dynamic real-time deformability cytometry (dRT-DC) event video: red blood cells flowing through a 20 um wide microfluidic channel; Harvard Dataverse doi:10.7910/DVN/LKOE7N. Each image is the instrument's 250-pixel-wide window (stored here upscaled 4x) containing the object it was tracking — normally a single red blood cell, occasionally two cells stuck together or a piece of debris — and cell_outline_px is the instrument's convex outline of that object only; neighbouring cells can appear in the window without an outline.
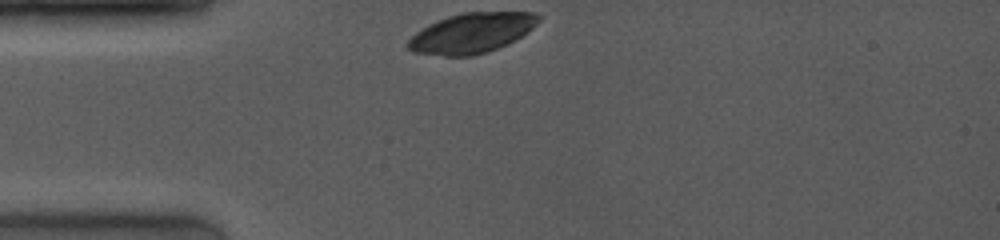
{"species": "common noctule bat (a hibernating species)", "species_latin": "Nyctalus noctula", "temperature_condition": "room temperature", "stored_images_in_passage": 2, "camera_frame_rate_fps": 4000, "um_per_image_px": 0.085, "animal": {"sex": "female", "body_mass_g": 19.0, "forearm_length_mm": 53.3}, "frame": {"image": 1, "passage_image": 1, "time_ms": 0.0, "image_size_px": [1000, 240], "cell_outline_px": [[544, 16], [528, 32], [516, 40], [508, 44], [488, 52], [472, 56], [444, 56], [412, 52], [408, 48], [408, 40], [416, 32], [428, 24], [436, 20], [448, 16], [464, 12], [536, 12]], "centroid_in_image_um": [40.13, 2.8], "position_along_channel_um": 44.9, "area_um2": 30.75}}